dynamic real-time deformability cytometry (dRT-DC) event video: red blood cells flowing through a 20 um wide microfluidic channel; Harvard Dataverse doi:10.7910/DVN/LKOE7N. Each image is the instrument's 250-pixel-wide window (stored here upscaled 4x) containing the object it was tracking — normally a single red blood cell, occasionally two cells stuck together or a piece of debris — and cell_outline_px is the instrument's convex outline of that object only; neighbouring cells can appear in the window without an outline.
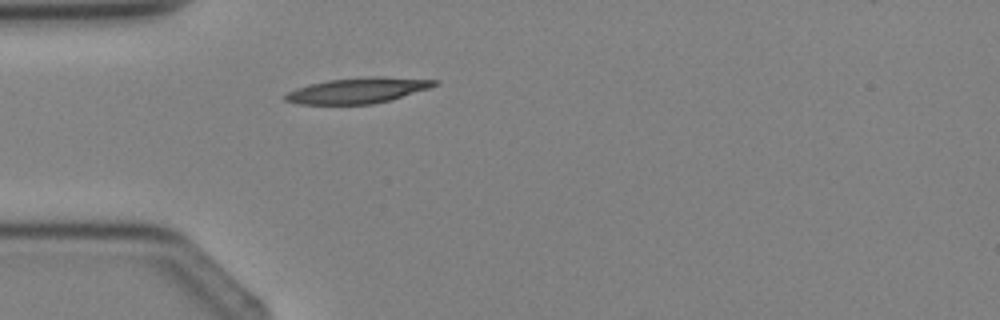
{"species": "Egyptian fruit bat (a non-hibernating species)", "species_latin": "Rousettus aegyptiacus", "temperature_condition": "cold", "stored_images_in_passage": 2, "camera_frame_rate_fps": 3000, "um_per_image_px": 0.085, "animal": {"sex": "female"}, "frame": {"image": 1, "passage_image": 2, "time_ms": 1.333, "image_size_px": [1000, 320], "cell_outline_px": [[440, 84], [392, 100], [372, 104], [300, 104], [284, 100], [284, 96], [288, 92], [296, 88], [308, 84], [328, 80], [368, 76], [384, 76], [440, 80]], "centroid_in_image_um": [30.45, 7.68], "position_along_channel_um": 54.6, "area_um2": 22.43}}